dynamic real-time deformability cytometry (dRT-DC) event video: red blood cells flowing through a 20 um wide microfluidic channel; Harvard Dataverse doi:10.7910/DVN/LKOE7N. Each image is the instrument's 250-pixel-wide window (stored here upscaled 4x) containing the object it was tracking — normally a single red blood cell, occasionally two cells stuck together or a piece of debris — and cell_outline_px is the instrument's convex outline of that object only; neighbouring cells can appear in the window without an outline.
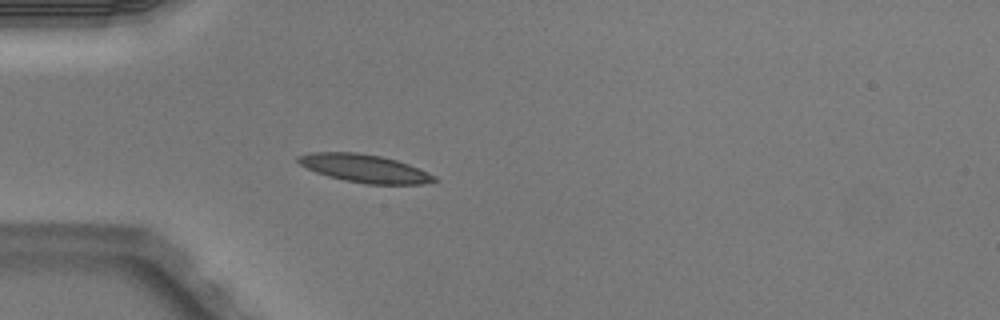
{"species": "Egyptian fruit bat (a non-hibernating species)", "species_latin": "Rousettus aegyptiacus", "temperature_condition": "warm", "stored_images_in_passage": 4, "camera_frame_rate_fps": 3000, "um_per_image_px": 0.085, "animal": {"sex": "male"}, "frame": {"image": 1, "passage_image": 4, "time_ms": 1.0, "image_size_px": [1000, 320], "cell_outline_px": [[436, 180], [424, 184], [364, 184], [344, 180], [328, 176], [316, 172], [300, 164], [296, 160], [296, 156], [312, 152], [356, 152], [380, 156], [396, 160], [408, 164], [436, 176]], "centroid_in_image_um": [30.96, 14.31], "position_along_channel_um": 54.0, "area_um2": 22.08}}